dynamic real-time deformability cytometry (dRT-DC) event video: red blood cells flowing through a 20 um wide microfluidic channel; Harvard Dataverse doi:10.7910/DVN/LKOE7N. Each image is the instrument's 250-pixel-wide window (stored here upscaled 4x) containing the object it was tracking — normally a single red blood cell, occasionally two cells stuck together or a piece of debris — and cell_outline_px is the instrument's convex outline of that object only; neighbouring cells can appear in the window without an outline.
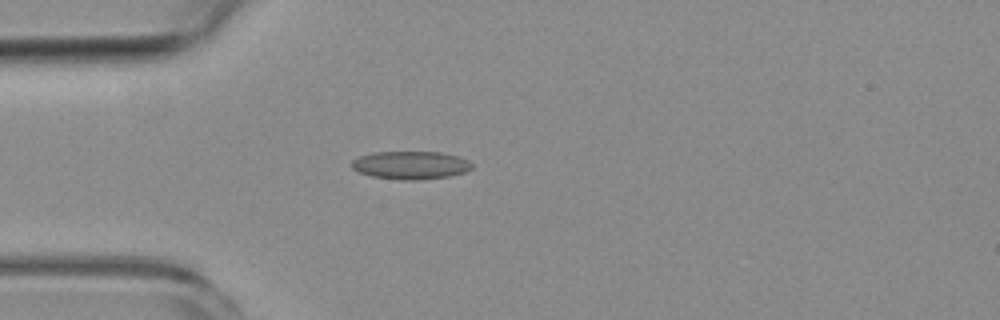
{"species": "common noctule bat (a hibernating species)", "species_latin": "Nyctalus noctula", "temperature_condition": "room temperature", "stored_images_in_passage": 5, "camera_frame_rate_fps": 3000, "um_per_image_px": 0.085, "animal": {"sex": "female", "body_mass_g": 19.3, "forearm_length_mm": 54.1}, "frame": {"image": 1, "passage_image": 4, "time_ms": 4.667, "image_size_px": [1000, 320], "cell_outline_px": [[472, 168], [464, 172], [448, 176], [416, 180], [400, 180], [372, 176], [360, 172], [352, 168], [352, 160], [360, 156], [372, 152], [440, 152], [460, 156], [468, 160], [472, 164]], "centroid_in_image_um": [34.91, 14.03], "position_along_channel_um": 50.1, "area_um2": 19.59}}